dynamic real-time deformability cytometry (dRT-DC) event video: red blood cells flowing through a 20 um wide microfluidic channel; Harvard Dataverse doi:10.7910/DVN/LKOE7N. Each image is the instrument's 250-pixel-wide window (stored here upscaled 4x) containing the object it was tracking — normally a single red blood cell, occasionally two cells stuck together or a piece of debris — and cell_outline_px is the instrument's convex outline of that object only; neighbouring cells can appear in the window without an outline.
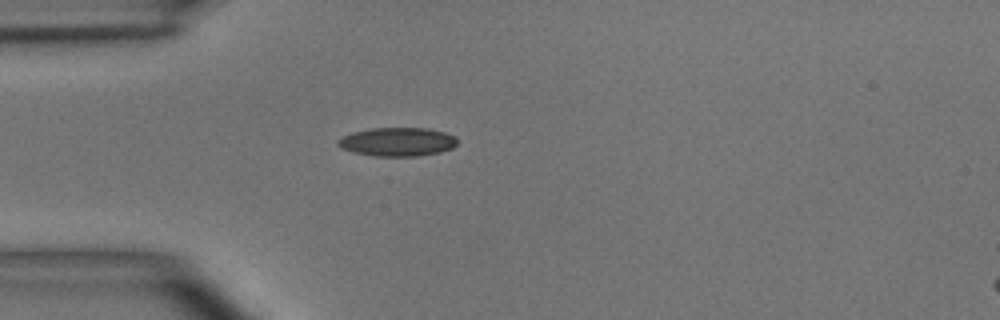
{"species": "common noctule bat (a hibernating species)", "species_latin": "Nyctalus noctula", "temperature_condition": "room temperature", "stored_images_in_passage": 1, "camera_frame_rate_fps": 3000, "um_per_image_px": 0.085, "animal": {"sex": "male", "body_mass_g": 15.6}, "frame": {"image": 1, "passage_image": 1, "time_ms": 0.0, "image_size_px": [1000, 320], "cell_outline_px": [[456, 144], [452, 148], [440, 152], [416, 156], [376, 156], [352, 152], [340, 148], [336, 144], [336, 140], [340, 136], [352, 132], [372, 128], [428, 128], [444, 132], [456, 136]], "centroid_in_image_um": [33.73, 12.05], "position_along_channel_um": 51.3, "area_um2": 20.11}}